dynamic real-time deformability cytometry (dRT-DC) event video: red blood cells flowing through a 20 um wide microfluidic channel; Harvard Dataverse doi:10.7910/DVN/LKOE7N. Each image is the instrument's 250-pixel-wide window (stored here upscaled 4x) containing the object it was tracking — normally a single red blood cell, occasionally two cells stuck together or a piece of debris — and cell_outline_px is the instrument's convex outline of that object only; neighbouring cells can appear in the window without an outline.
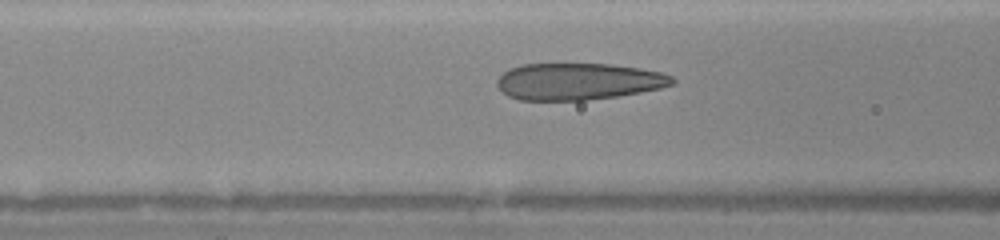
{"species": "human", "species_latin": "Homo sapiens", "temperature_condition": "warm", "stored_images_in_passage": 23, "camera_frame_rate_fps": 3000, "um_per_image_px": 0.085, "donor": {"sex": "female"}, "frame": {"image": 1, "passage_image": 4, "time_ms": 1.0, "image_size_px": [1000, 240], "cell_outline_px": [[676, 80], [672, 84], [660, 88], [640, 92], [616, 96], [588, 100], [520, 100], [508, 96], [496, 84], [496, 80], [504, 72], [520, 64], [612, 64], [640, 68], [660, 72], [672, 76]], "centroid_in_image_um": [49.16, 6.92], "position_along_channel_um": 117.4, "area_um2": 37.45}}
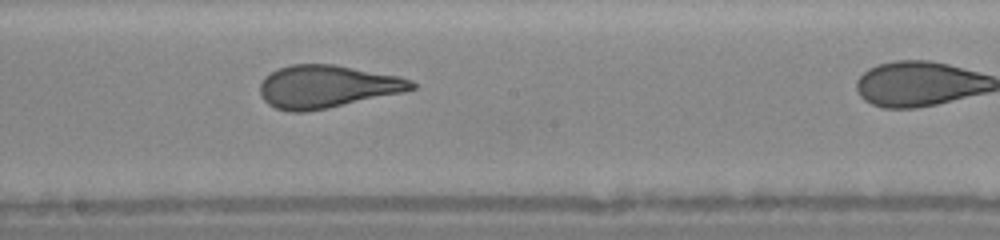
{"frame": {"image": 2, "passage_image": 11, "time_ms": 3.333, "image_size_px": [1000, 240], "cell_outline_px": [[416, 88], [404, 92], [328, 108], [304, 112], [288, 112], [276, 108], [268, 104], [264, 100], [260, 92], [260, 84], [264, 76], [276, 68], [288, 64], [336, 64], [400, 76], [412, 80], [416, 84]], "centroid_in_image_um": [27.78, 7.35], "position_along_channel_um": 220.4, "area_um2": 38.15}}
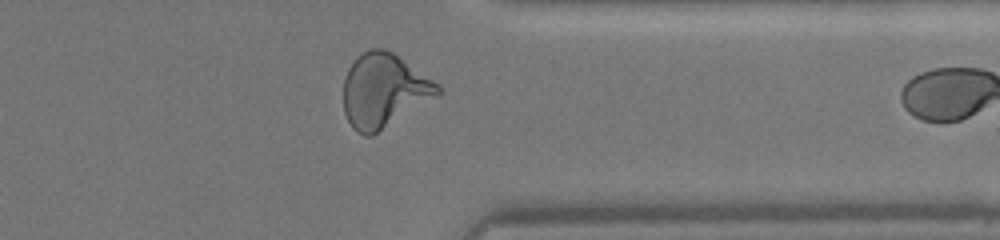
{"frame": {"image": 3, "passage_image": 22, "time_ms": 7.0, "image_size_px": [1000, 240], "cell_outline_px": [[440, 92], [436, 96], [372, 136], [364, 136], [356, 132], [352, 128], [344, 112], [344, 76], [348, 68], [356, 56], [368, 48], [384, 48], [392, 52], [440, 84]], "centroid_in_image_um": [32.59, 7.69], "position_along_channel_um": 378.8, "area_um2": 40.46}}